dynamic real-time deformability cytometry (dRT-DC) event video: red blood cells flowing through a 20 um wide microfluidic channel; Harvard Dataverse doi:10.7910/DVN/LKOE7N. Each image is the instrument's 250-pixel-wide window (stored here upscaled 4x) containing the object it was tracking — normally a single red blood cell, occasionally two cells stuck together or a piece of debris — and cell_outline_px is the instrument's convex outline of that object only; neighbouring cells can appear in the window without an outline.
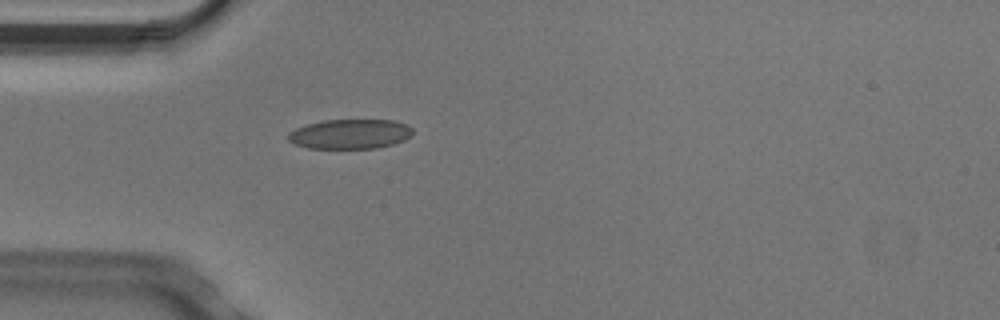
{"species": "Egyptian fruit bat (a non-hibernating species)", "species_latin": "Rousettus aegyptiacus", "temperature_condition": "cold", "stored_images_in_passage": 2, "camera_frame_rate_fps": 3000, "um_per_image_px": 0.085, "animal": {"sex": "male"}, "frame": {"image": 1, "passage_image": 2, "time_ms": 0.333, "image_size_px": [1000, 320], "cell_outline_px": [[412, 136], [404, 140], [392, 144], [376, 148], [308, 148], [296, 144], [288, 140], [288, 132], [296, 128], [308, 124], [324, 120], [396, 120], [408, 124], [412, 128]], "centroid_in_image_um": [29.79, 11.38], "position_along_channel_um": 55.2, "area_um2": 21.56}}